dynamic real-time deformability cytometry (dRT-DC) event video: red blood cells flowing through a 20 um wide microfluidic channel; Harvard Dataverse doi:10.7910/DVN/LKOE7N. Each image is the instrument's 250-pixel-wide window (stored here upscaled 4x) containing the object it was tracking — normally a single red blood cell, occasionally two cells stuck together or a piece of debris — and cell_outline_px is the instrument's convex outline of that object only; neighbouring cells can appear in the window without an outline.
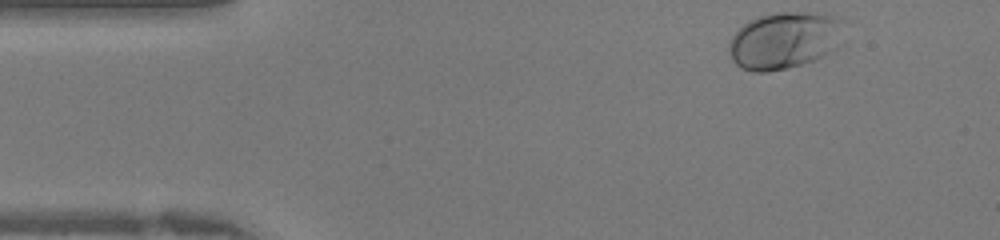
{"species": "human", "species_latin": "Homo sapiens", "temperature_condition": "warm", "stored_images_in_passage": 38, "camera_frame_rate_fps": 3000, "um_per_image_px": 0.085, "donor": {"sex": "female"}, "frame": {"image": 1, "passage_image": 1, "time_ms": 0.0, "image_size_px": [1000, 240], "cell_outline_px": [[848, 20], [836, 48], [824, 56], [788, 68], [768, 72], [752, 72], [740, 68], [732, 60], [728, 52], [728, 44], [732, 36], [748, 20], [760, 16], [776, 12], [816, 12], [840, 16]], "centroid_in_image_um": [66.71, 3.41], "position_along_channel_um": 18.3, "area_um2": 38.9}}
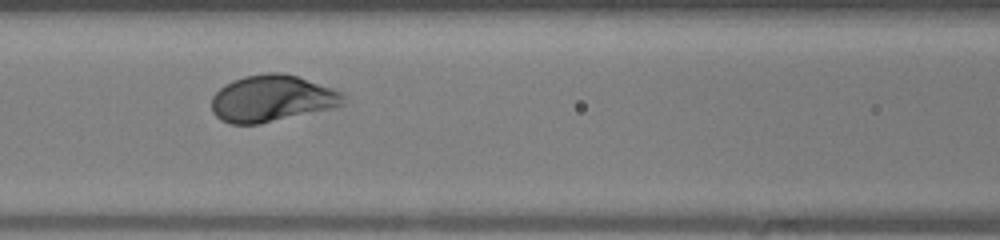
{"frame": {"image": 2, "passage_image": 14, "time_ms": 4.333, "image_size_px": [1000, 240], "cell_outline_px": [[340, 104], [328, 108], [260, 124], [232, 124], [220, 120], [212, 112], [212, 96], [224, 84], [232, 80], [244, 76], [268, 72], [284, 72], [300, 76], [340, 92]], "centroid_in_image_um": [22.99, 8.35], "position_along_channel_um": 143.6, "area_um2": 35.26}}
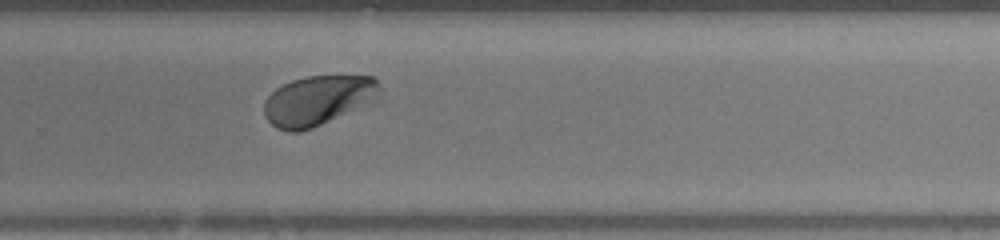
{"frame": {"image": 3, "passage_image": 24, "time_ms": 7.667, "image_size_px": [1000, 240], "cell_outline_px": [[380, 96], [376, 100], [312, 128], [300, 132], [288, 132], [276, 128], [264, 116], [264, 100], [276, 88], [292, 80], [304, 76], [376, 76], [380, 84]], "centroid_in_image_um": [27.03, 8.53], "position_along_channel_um": 302.8, "area_um2": 33.64}}